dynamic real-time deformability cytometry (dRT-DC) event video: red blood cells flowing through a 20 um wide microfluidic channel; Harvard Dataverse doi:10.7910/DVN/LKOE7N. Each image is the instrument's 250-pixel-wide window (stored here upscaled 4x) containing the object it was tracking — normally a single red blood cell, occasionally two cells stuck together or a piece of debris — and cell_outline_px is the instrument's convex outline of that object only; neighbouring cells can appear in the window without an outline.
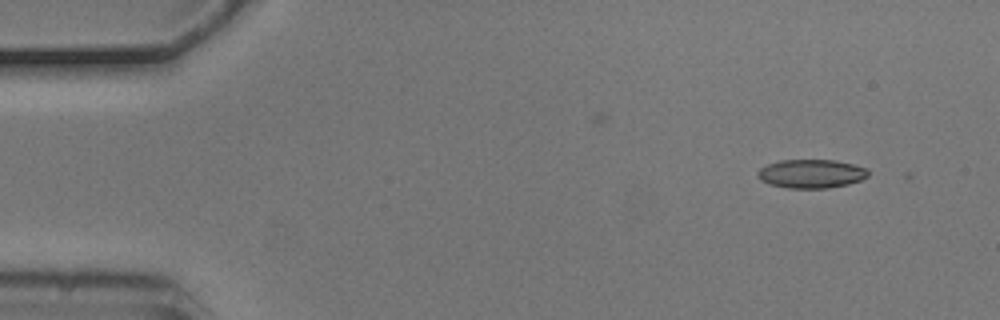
{"species": "common noctule bat (a hibernating species)", "species_latin": "Nyctalus noctula", "temperature_condition": "cold", "stored_images_in_passage": 2, "camera_frame_rate_fps": 3000, "um_per_image_px": 0.085, "animal": {"sex": "male", "body_mass_g": 20.5, "forearm_length_mm": 52.5}, "frame": {"image": 1, "passage_image": 2, "time_ms": 0.333, "image_size_px": [1000, 320], "cell_outline_px": [[868, 176], [860, 180], [848, 184], [828, 188], [788, 188], [768, 184], [760, 180], [756, 176], [756, 172], [760, 168], [768, 164], [780, 160], [836, 160], [868, 168]], "centroid_in_image_um": [68.93, 14.77], "position_along_channel_um": 16.1, "area_um2": 18.61}}